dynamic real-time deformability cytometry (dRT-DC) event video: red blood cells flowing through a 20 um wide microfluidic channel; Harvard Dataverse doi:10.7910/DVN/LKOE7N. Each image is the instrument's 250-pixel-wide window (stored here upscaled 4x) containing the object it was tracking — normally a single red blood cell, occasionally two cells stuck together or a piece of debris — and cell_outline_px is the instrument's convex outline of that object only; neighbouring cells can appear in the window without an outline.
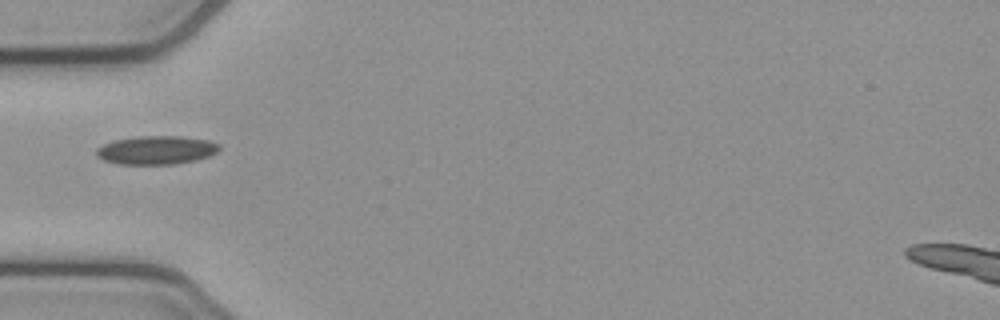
{"species": "common noctule bat (a hibernating species)", "species_latin": "Nyctalus noctula", "temperature_condition": "cold", "stored_images_in_passage": 11, "camera_frame_rate_fps": 3000, "um_per_image_px": 0.085, "animal": {"sex": "female", "body_mass_g": 21.9}, "frame": {"image": 1, "passage_image": 1, "time_ms": 0.0, "image_size_px": [1000, 320], "cell_outline_px": [[220, 148], [216, 152], [208, 156], [196, 160], [176, 164], [116, 164], [104, 160], [96, 156], [96, 148], [104, 144], [116, 140], [140, 136], [180, 136], [208, 140], [220, 144]], "centroid_in_image_um": [13.29, 12.76], "position_along_channel_um": 71.7, "area_um2": 20.4}}
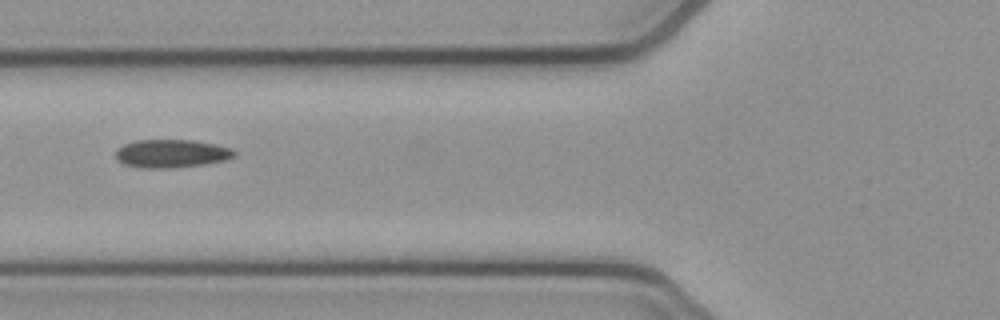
{"frame": {"image": 2, "passage_image": 4, "time_ms": 1.0, "image_size_px": [1000, 320], "cell_outline_px": [[236, 156], [224, 160], [204, 164], [172, 168], [140, 168], [124, 164], [116, 160], [116, 148], [124, 144], [136, 140], [192, 140], [216, 144], [232, 148], [236, 152]], "centroid_in_image_um": [14.56, 13.05], "position_along_channel_um": 111.2, "area_um2": 19.65}}
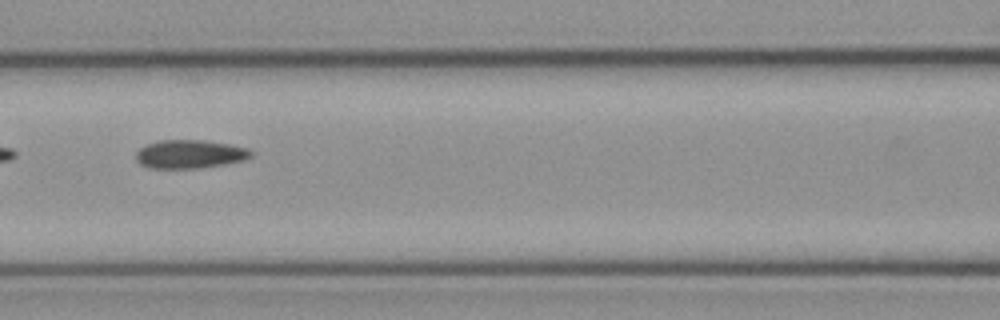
{"frame": {"image": 3, "passage_image": 7, "time_ms": 2.0, "image_size_px": [1000, 320], "cell_outline_px": [[252, 156], [244, 160], [224, 164], [196, 168], [148, 168], [140, 164], [136, 160], [136, 152], [140, 148], [148, 144], [160, 140], [204, 140], [232, 144], [248, 148], [252, 152]], "centroid_in_image_um": [16.14, 13.09], "position_along_channel_um": 150.5, "area_um2": 19.13}}